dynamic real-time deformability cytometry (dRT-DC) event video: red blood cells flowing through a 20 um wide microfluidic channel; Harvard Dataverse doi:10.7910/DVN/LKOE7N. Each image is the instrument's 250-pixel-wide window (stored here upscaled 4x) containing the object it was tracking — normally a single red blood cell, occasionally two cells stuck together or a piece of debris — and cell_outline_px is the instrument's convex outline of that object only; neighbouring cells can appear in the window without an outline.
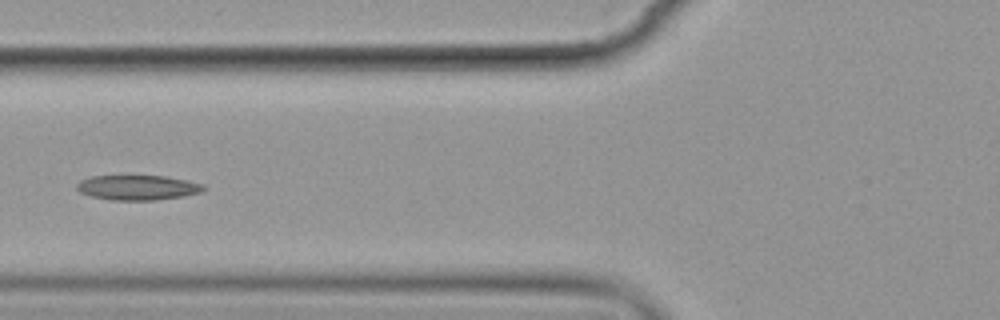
{"species": "common noctule bat (a hibernating species)", "species_latin": "Nyctalus noctula", "temperature_condition": "cold", "stored_images_in_passage": 8, "camera_frame_rate_fps": 3000, "um_per_image_px": 0.085, "animal": {"sex": "female", "body_mass_g": 19.9}, "frame": {"image": 1, "passage_image": 4, "time_ms": 3.667, "image_size_px": [1000, 320], "cell_outline_px": [[208, 188], [200, 192], [184, 196], [156, 200], [112, 200], [92, 196], [80, 192], [76, 188], [76, 184], [80, 180], [92, 176], [164, 176], [204, 184]], "centroid_in_image_um": [11.71, 15.94], "position_along_channel_um": 114.1, "area_um2": 18.32}}
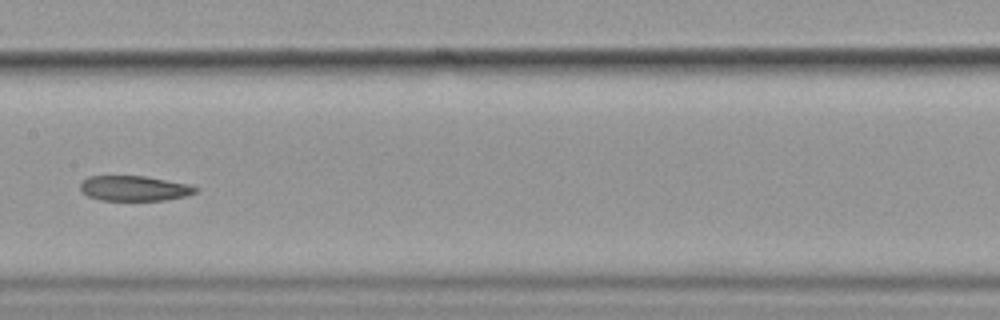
{"frame": {"image": 2, "passage_image": 6, "time_ms": 6.0, "image_size_px": [1000, 320], "cell_outline_px": [[200, 188], [196, 192], [184, 196], [164, 200], [100, 200], [88, 196], [80, 192], [80, 184], [88, 176], [144, 176], [188, 184]], "centroid_in_image_um": [11.38, 16.01], "position_along_channel_um": 196.0, "area_um2": 16.82}}
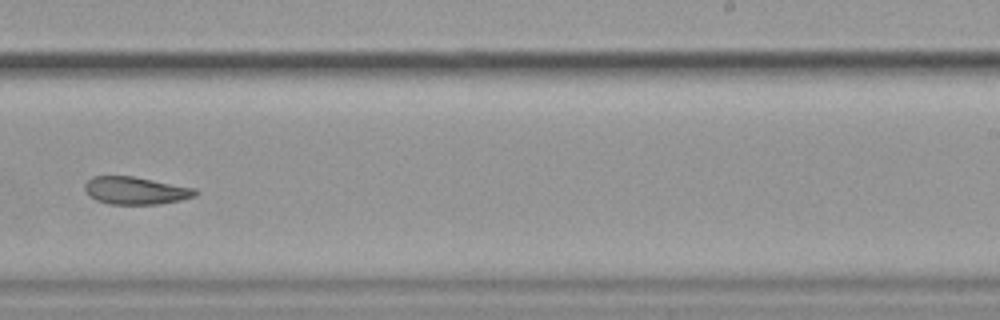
{"frame": {"image": 3, "passage_image": 8, "time_ms": 8.333, "image_size_px": [1000, 320], "cell_outline_px": [[200, 192], [196, 196], [180, 200], [160, 204], [108, 204], [96, 200], [88, 196], [84, 188], [84, 184], [92, 176], [132, 176], [196, 188]], "centroid_in_image_um": [11.53, 16.2], "position_along_channel_um": 277.5, "area_um2": 17.92}}